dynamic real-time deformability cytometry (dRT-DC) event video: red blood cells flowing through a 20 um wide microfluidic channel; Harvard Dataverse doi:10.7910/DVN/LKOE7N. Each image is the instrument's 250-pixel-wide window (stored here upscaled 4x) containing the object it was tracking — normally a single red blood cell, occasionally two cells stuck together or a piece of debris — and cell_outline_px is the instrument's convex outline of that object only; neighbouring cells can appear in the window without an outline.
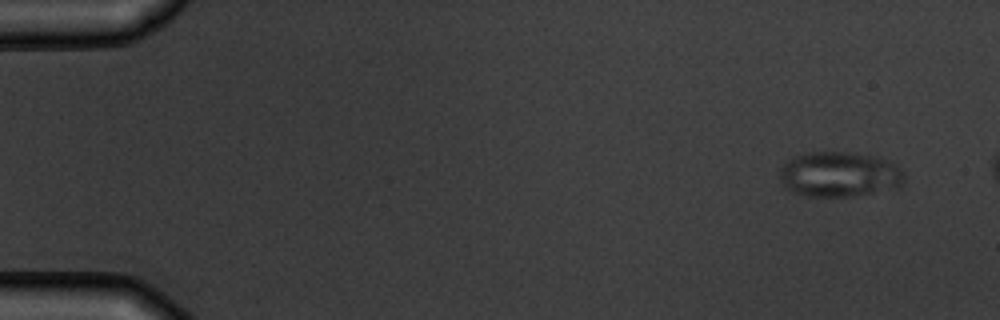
{"species": "common noctule bat (a hibernating species)", "species_latin": "Nyctalus noctula", "temperature_condition": "warm", "stored_images_in_passage": 6, "camera_frame_rate_fps": 3000, "um_per_image_px": 0.085, "animal": {"sex": "male", "body_mass_g": 19.5, "forearm_length_mm": 54.6}, "frame": {"image": 1, "passage_image": 1, "time_ms": 0.0, "image_size_px": [1000, 320], "cell_outline_px": [[904, 184], [892, 188], [852, 196], [808, 196], [792, 192], [784, 188], [780, 180], [780, 168], [792, 156], [804, 152], [852, 152], [880, 156], [896, 164], [904, 172]], "centroid_in_image_um": [71.33, 14.79], "position_along_channel_um": 13.7, "area_um2": 33.18}}